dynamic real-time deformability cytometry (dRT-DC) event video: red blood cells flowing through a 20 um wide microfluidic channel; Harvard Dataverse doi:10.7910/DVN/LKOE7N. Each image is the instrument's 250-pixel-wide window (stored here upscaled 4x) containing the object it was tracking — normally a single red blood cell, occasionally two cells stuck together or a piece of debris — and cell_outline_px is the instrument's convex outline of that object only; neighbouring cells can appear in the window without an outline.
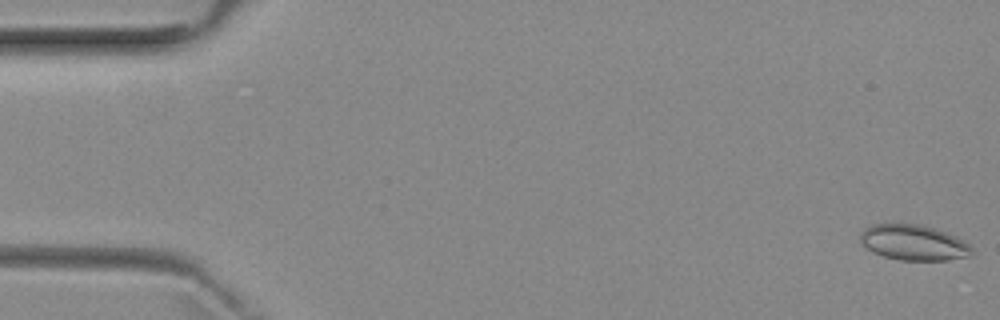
{"species": "common noctule bat (a hibernating species)", "species_latin": "Nyctalus noctula", "temperature_condition": "room temperature", "stored_images_in_passage": 26, "camera_frame_rate_fps": 3000, "um_per_image_px": 0.085, "animal": {"sex": "female", "body_mass_g": 29.2, "forearm_length_mm": 56.3}, "frame": {"image": 1, "passage_image": 1, "time_ms": 0.0, "image_size_px": [1000, 320], "cell_outline_px": [[972, 256], [948, 260], [900, 260], [884, 256], [872, 252], [860, 244], [860, 232], [864, 228], [872, 224], [916, 224], [936, 228], [956, 236], [964, 240], [972, 248]], "centroid_in_image_um": [77.64, 20.62], "position_along_channel_um": 7.4, "area_um2": 23.29}}
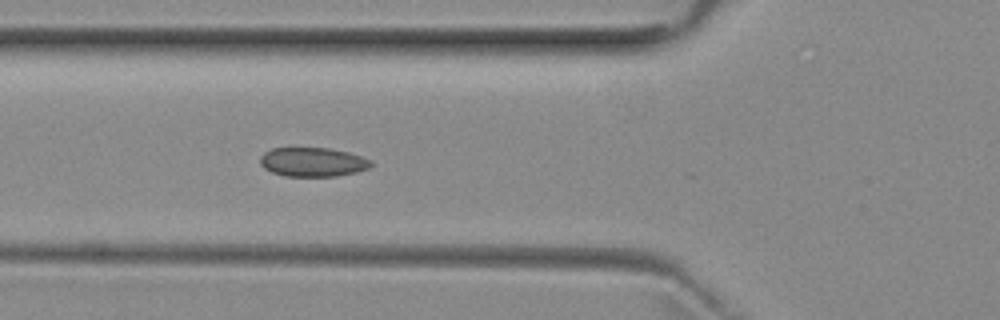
{"frame": {"image": 2, "passage_image": 19, "time_ms": 6.0, "image_size_px": [1000, 320], "cell_outline_px": [[372, 164], [368, 168], [356, 172], [336, 176], [284, 176], [272, 172], [264, 168], [260, 164], [260, 156], [264, 152], [272, 148], [328, 148], [348, 152], [372, 160]], "centroid_in_image_um": [26.56, 13.77], "position_along_channel_um": 99.2, "area_um2": 18.79}}
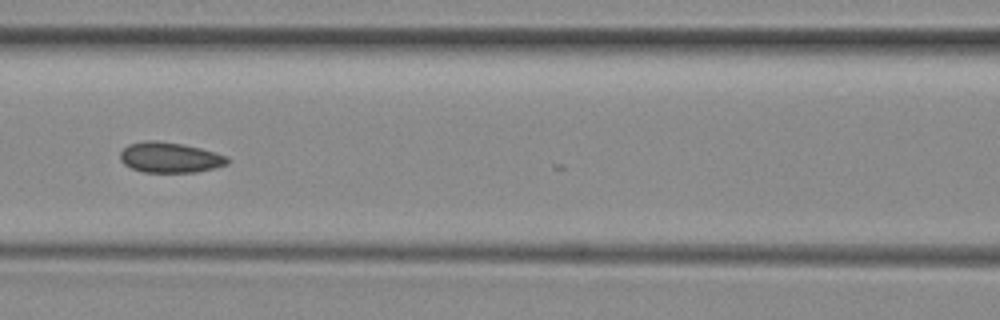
{"frame": {"image": 3, "passage_image": 23, "time_ms": 7.333, "image_size_px": [1000, 320], "cell_outline_px": [[228, 164], [196, 172], [144, 172], [132, 168], [124, 164], [120, 160], [120, 152], [128, 144], [148, 140], [156, 140], [184, 144], [216, 152], [228, 156]], "centroid_in_image_um": [14.44, 13.37], "position_along_channel_um": 152.2, "area_um2": 19.02}}